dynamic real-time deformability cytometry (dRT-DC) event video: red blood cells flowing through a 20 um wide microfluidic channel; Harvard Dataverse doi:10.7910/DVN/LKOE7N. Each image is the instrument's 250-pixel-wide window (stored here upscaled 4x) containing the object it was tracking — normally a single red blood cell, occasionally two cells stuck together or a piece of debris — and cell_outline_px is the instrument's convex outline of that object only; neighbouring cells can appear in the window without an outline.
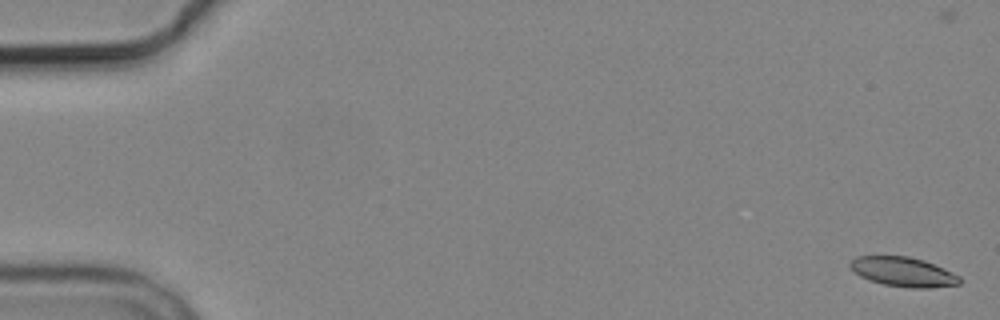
{"species": "common noctule bat (a hibernating species)", "species_latin": "Nyctalus noctula", "temperature_condition": "cold", "stored_images_in_passage": 7, "camera_frame_rate_fps": 3000, "um_per_image_px": 0.085, "animal": {"sex": "male", "body_mass_g": 19.2, "forearm_length_mm": 51.8}, "frame": {"image": 1, "passage_image": 1, "time_ms": 0.0, "image_size_px": [1000, 320], "cell_outline_px": [[960, 284], [928, 288], [908, 288], [884, 284], [868, 280], [852, 272], [848, 264], [856, 256], [908, 256], [924, 260], [952, 272], [960, 276]], "centroid_in_image_um": [76.74, 23.11], "position_along_channel_um": 8.3, "area_um2": 18.9}}
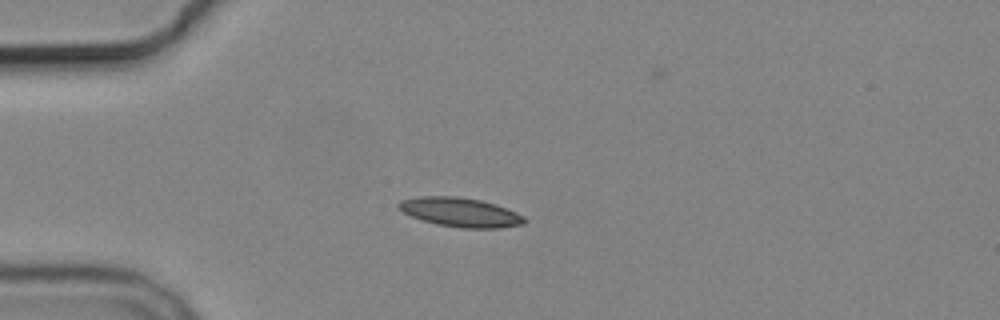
{"frame": {"image": 2, "passage_image": 5, "time_ms": 4.667, "image_size_px": [1000, 320], "cell_outline_px": [[524, 224], [500, 228], [464, 228], [436, 224], [412, 216], [396, 208], [396, 204], [400, 200], [420, 196], [456, 196], [480, 200], [496, 204], [516, 212], [524, 216]], "centroid_in_image_um": [39.11, 18.03], "position_along_channel_um": 45.9, "area_um2": 21.33}}
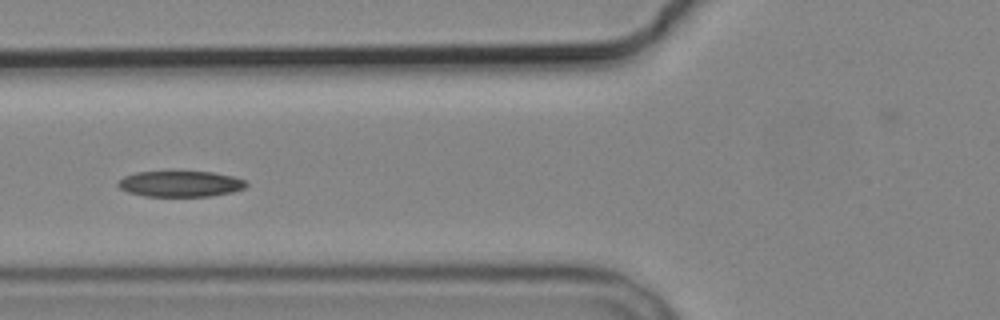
{"frame": {"image": 3, "passage_image": 7, "time_ms": 7.0, "image_size_px": [1000, 320], "cell_outline_px": [[248, 184], [244, 188], [232, 192], [212, 196], [144, 196], [128, 192], [120, 188], [116, 184], [124, 176], [136, 172], [212, 172], [232, 176], [244, 180]], "centroid_in_image_um": [15.33, 15.63], "position_along_channel_um": 110.5, "area_um2": 19.19}}